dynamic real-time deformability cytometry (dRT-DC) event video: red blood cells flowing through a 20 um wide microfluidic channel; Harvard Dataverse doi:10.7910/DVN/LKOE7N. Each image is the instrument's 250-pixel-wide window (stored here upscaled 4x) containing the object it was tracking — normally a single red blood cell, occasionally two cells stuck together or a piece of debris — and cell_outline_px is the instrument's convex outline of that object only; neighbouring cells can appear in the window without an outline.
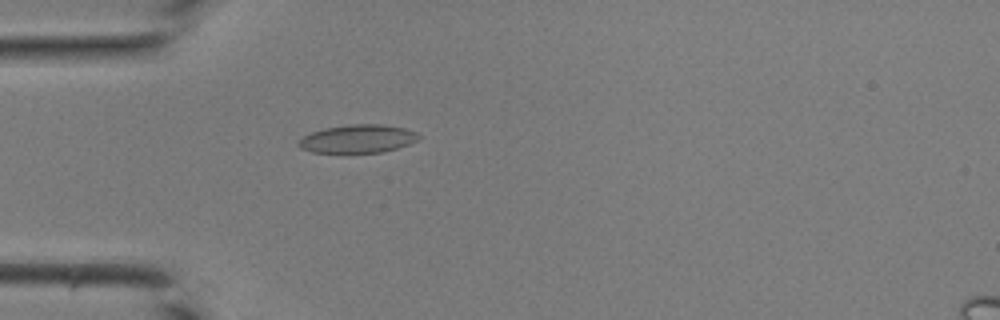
{"species": "common noctule bat (a hibernating species)", "species_latin": "Nyctalus noctula", "temperature_condition": "room temperature", "stored_images_in_passage": 42, "camera_frame_rate_fps": 3000, "um_per_image_px": 0.085, "animal": {"sex": "male", "body_mass_g": 19.0, "forearm_length_mm": 50.8}, "frame": {"image": 1, "passage_image": 13, "time_ms": 4.0, "image_size_px": [1000, 320], "cell_outline_px": [[420, 136], [416, 140], [408, 144], [396, 148], [380, 152], [312, 152], [300, 148], [296, 144], [304, 136], [312, 132], [328, 128], [352, 124], [380, 124], [404, 128], [416, 132]], "centroid_in_image_um": [30.4, 11.79], "position_along_channel_um": 54.6, "area_um2": 19.31}}
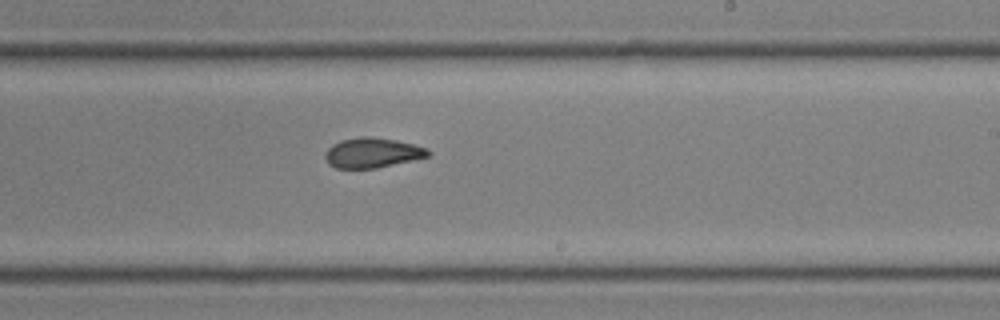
{"frame": {"image": 2, "passage_image": 26, "time_ms": 8.333, "image_size_px": [1000, 320], "cell_outline_px": [[432, 152], [428, 156], [416, 160], [376, 168], [336, 168], [328, 164], [324, 156], [328, 148], [332, 144], [340, 140], [360, 136], [372, 136], [396, 140], [428, 148]], "centroid_in_image_um": [31.66, 12.98], "position_along_channel_um": 257.3, "area_um2": 18.21}}
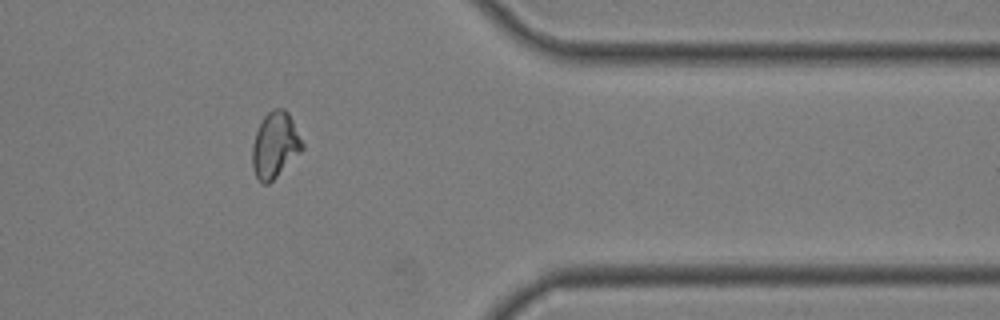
{"frame": {"image": 3, "passage_image": 35, "time_ms": 11.333, "image_size_px": [1000, 320], "cell_outline_px": [[304, 148], [268, 184], [260, 184], [252, 168], [252, 144], [256, 132], [264, 116], [268, 112], [276, 108], [284, 108], [288, 112], [304, 144]], "centroid_in_image_um": [23.36, 12.33], "position_along_channel_um": 388.0, "area_um2": 18.96}}